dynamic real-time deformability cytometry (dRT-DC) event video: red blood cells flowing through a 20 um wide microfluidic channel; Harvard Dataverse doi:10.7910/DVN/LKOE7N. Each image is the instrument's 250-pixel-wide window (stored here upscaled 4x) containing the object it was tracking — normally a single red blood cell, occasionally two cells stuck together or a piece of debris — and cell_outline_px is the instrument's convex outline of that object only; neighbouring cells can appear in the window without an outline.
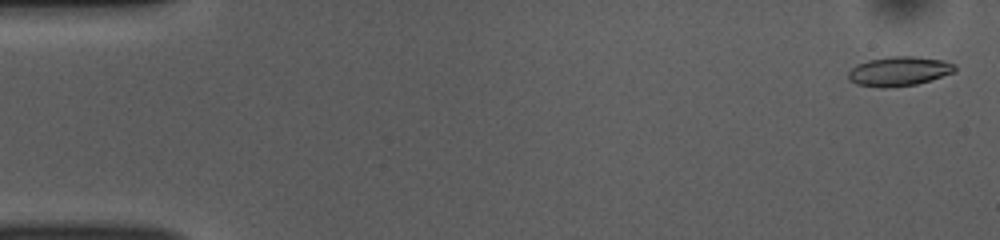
{"species": "common noctule bat (a hibernating species)", "species_latin": "Nyctalus noctula", "temperature_condition": "room temperature", "stored_images_in_passage": 52, "camera_frame_rate_fps": 3000, "um_per_image_px": 0.085, "animal": {"sex": "female", "body_mass_g": 10.0, "forearm_length_mm": 53.1}, "frame": {"image": 1, "passage_image": 2, "time_ms": 0.333, "image_size_px": [1000, 240], "cell_outline_px": [[956, 72], [916, 84], [884, 88], [880, 88], [856, 84], [848, 80], [848, 72], [856, 64], [868, 60], [888, 56], [916, 56], [944, 60], [956, 64]], "centroid_in_image_um": [76.42, 6.05], "position_along_channel_um": 8.6, "area_um2": 18.5}}
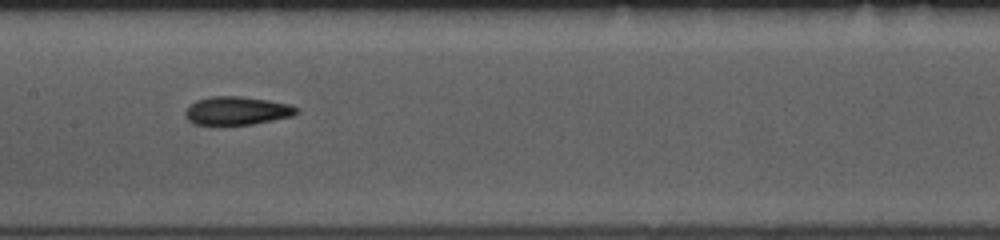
{"frame": {"image": 2, "passage_image": 26, "time_ms": 8.333, "image_size_px": [1000, 240], "cell_outline_px": [[300, 112], [292, 116], [252, 124], [224, 128], [220, 128], [192, 124], [184, 116], [184, 112], [196, 100], [212, 96], [240, 96], [268, 100], [288, 104], [300, 108]], "centroid_in_image_um": [20.09, 9.46], "position_along_channel_um": 187.3, "area_um2": 19.19}}
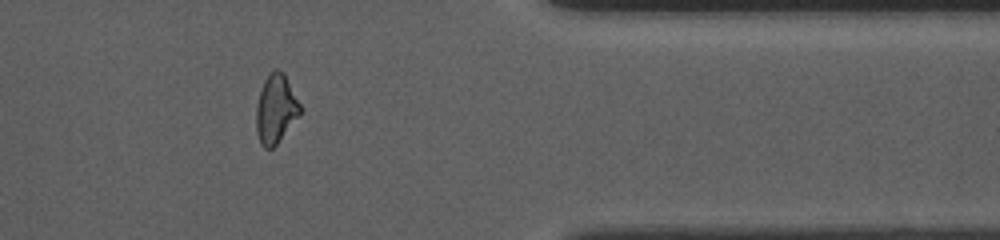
{"frame": {"image": 3, "passage_image": 43, "time_ms": 14.0, "image_size_px": [1000, 240], "cell_outline_px": [[300, 116], [276, 144], [272, 148], [264, 148], [260, 144], [256, 132], [256, 104], [264, 80], [268, 72], [272, 68], [276, 68], [284, 72], [300, 104]], "centroid_in_image_um": [23.43, 9.23], "position_along_channel_um": 388.0, "area_um2": 17.8}, "authors_computed_cell_mechanics": {"area_um2": 18.2648, "velocity_mm_per_s": 3.8665, "shape_relaxation_time_tau1_ms": 3.7472, "shape_relaxation_time_tau2_ms": 2.1832, "deformation_change_tau1": 0.1357, "deformation_change_tau2": 0.0874}}